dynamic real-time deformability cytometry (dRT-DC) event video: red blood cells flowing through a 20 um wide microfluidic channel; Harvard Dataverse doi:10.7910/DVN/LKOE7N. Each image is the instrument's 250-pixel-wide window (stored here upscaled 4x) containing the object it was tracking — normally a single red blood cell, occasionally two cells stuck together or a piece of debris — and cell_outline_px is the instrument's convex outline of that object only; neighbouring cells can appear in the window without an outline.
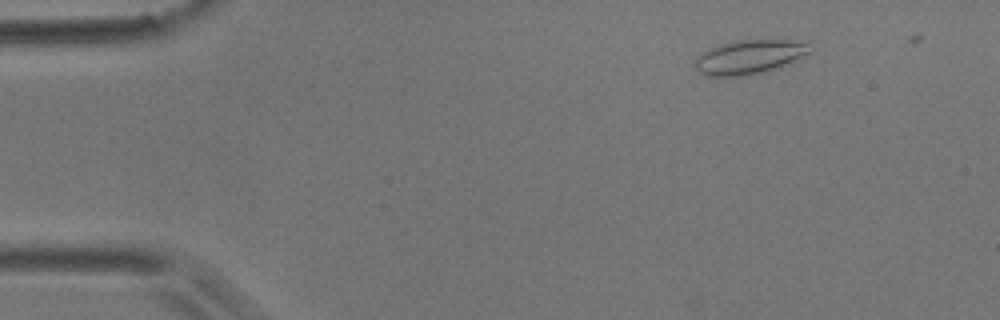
{"species": "common noctule bat (a hibernating species)", "species_latin": "Nyctalus noctula", "temperature_condition": "room temperature", "stored_images_in_passage": 6, "camera_frame_rate_fps": 3000, "um_per_image_px": 0.085, "animal": {"sex": "male", "body_mass_g": 17.9}, "frame": {"image": 1, "passage_image": 6, "time_ms": 6.667, "image_size_px": [1000, 320], "cell_outline_px": [[812, 52], [780, 68], [748, 76], [708, 76], [700, 72], [692, 64], [696, 56], [708, 48], [716, 44], [736, 40], [792, 40], [812, 44]], "centroid_in_image_um": [63.69, 4.84], "position_along_channel_um": 21.3, "area_um2": 23.47}}